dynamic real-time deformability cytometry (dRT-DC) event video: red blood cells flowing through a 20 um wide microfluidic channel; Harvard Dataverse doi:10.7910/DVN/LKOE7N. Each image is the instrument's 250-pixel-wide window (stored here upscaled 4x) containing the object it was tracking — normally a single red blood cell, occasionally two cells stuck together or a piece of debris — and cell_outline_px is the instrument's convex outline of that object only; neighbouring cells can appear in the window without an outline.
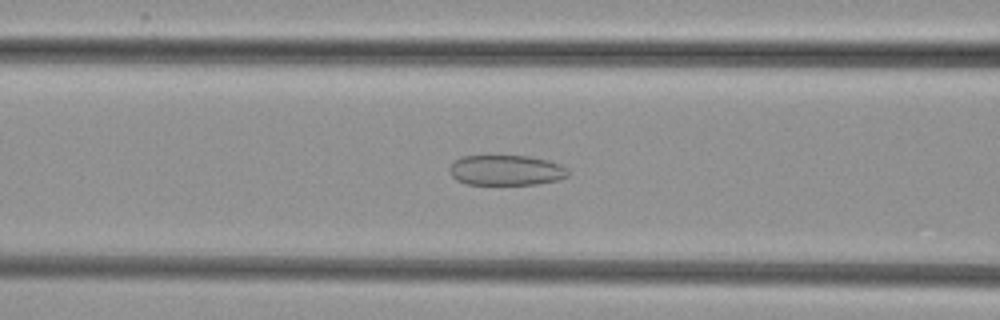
{"species": "common noctule bat (a hibernating species)", "species_latin": "Nyctalus noctula", "temperature_condition": "cold", "stored_images_in_passage": 49, "camera_frame_rate_fps": 3000, "um_per_image_px": 0.085, "animal": {"sex": "female", "body_mass_g": 29.2, "forearm_length_mm": 56.3}, "frame": {"image": 1, "passage_image": 18, "time_ms": 5.667, "image_size_px": [1000, 320], "cell_outline_px": [[568, 176], [556, 180], [536, 184], [464, 184], [456, 180], [452, 176], [448, 168], [460, 156], [528, 156], [548, 160], [560, 164], [568, 168]], "centroid_in_image_um": [43.01, 14.47], "position_along_channel_um": 123.6, "area_um2": 20.92}}
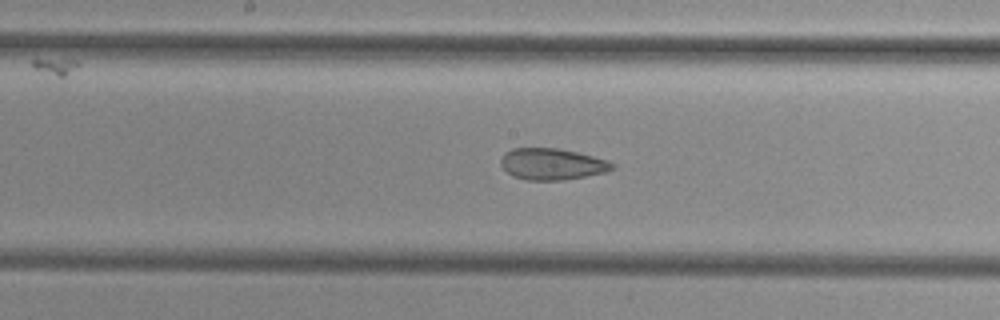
{"frame": {"image": 2, "passage_image": 24, "time_ms": 7.667, "image_size_px": [1000, 320], "cell_outline_px": [[616, 168], [608, 172], [564, 180], [528, 180], [512, 176], [500, 164], [500, 160], [512, 148], [560, 148], [608, 160], [616, 164]], "centroid_in_image_um": [46.98, 13.95], "position_along_channel_um": 201.2, "area_um2": 20.46}}
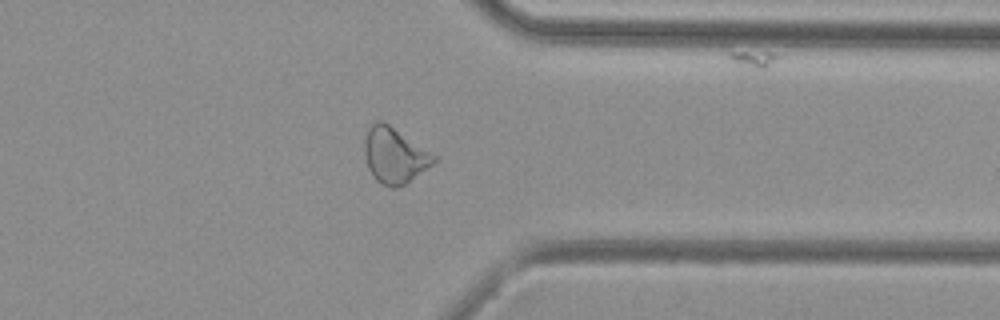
{"frame": {"image": 3, "passage_image": 38, "time_ms": 12.333, "image_size_px": [1000, 320], "cell_outline_px": [[436, 160], [432, 164], [404, 184], [396, 188], [392, 188], [380, 184], [372, 176], [368, 168], [364, 156], [364, 140], [368, 128], [372, 120], [380, 120], [388, 124], [436, 156]], "centroid_in_image_um": [33.46, 13.21], "position_along_channel_um": 377.9, "area_um2": 22.25}}